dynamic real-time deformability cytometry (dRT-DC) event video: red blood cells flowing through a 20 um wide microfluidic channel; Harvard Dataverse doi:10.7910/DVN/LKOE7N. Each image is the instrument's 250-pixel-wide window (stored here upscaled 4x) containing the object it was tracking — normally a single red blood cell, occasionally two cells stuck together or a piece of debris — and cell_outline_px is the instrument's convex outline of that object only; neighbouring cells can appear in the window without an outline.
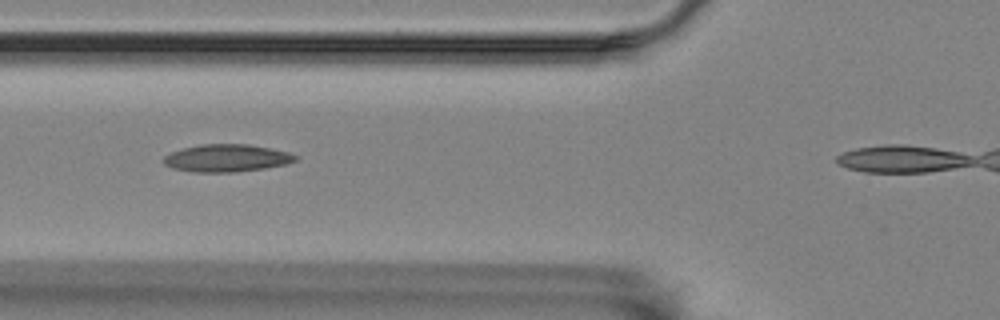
{"species": "Egyptian fruit bat (a non-hibernating species)", "species_latin": "Rousettus aegyptiacus", "temperature_condition": "room temperature", "stored_images_in_passage": 11, "camera_frame_rate_fps": 3000, "um_per_image_px": 0.085, "animal": {"sex": "female"}, "frame": {"image": 1, "passage_image": 4, "time_ms": 1.0, "image_size_px": [1000, 320], "cell_outline_px": [[300, 156], [296, 160], [284, 164], [264, 168], [236, 172], [192, 172], [172, 168], [164, 164], [160, 160], [164, 156], [172, 152], [184, 148], [200, 144], [248, 144], [288, 152]], "centroid_in_image_um": [19.23, 13.44], "position_along_channel_um": 106.6, "area_um2": 21.1}}
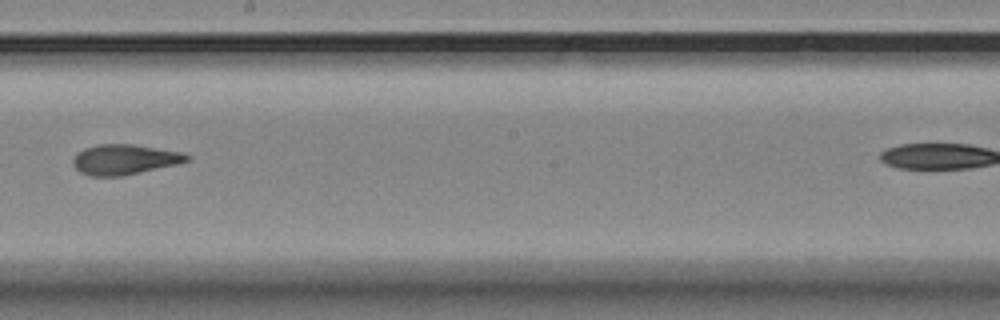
{"frame": {"image": 2, "passage_image": 7, "time_ms": 2.0, "image_size_px": [1000, 320], "cell_outline_px": [[192, 156], [188, 160], [176, 164], [140, 172], [120, 176], [88, 176], [80, 172], [72, 164], [72, 160], [84, 148], [100, 144], [132, 144], [180, 152]], "centroid_in_image_um": [10.56, 13.56], "position_along_channel_um": 237.6, "area_um2": 19.71}}
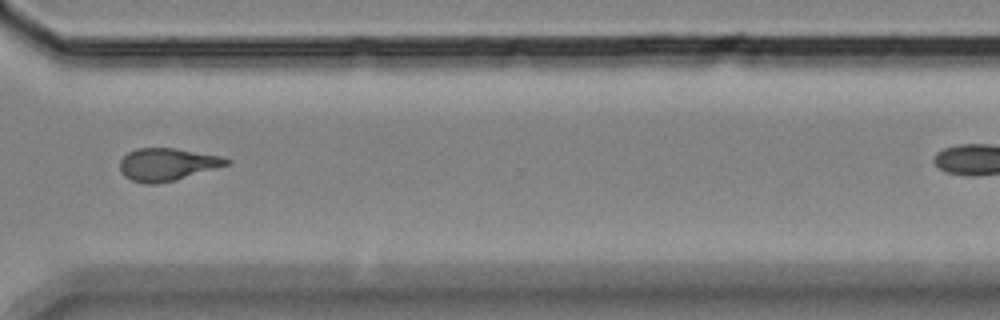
{"frame": {"image": 3, "passage_image": 10, "time_ms": 3.0, "image_size_px": [1000, 320], "cell_outline_px": [[232, 160], [228, 164], [176, 180], [156, 184], [144, 184], [132, 180], [124, 176], [120, 172], [120, 160], [128, 152], [136, 148], [176, 148], [220, 156]], "centroid_in_image_um": [14.17, 13.97], "position_along_channel_um": 356.4, "area_um2": 20.17}}